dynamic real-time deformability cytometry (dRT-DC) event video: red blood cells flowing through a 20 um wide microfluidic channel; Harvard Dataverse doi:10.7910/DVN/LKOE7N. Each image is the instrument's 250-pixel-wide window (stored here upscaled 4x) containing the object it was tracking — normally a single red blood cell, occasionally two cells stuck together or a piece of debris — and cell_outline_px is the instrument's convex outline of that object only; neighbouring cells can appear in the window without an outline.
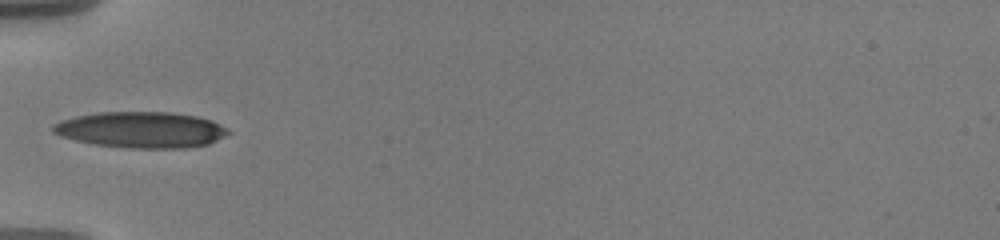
{"species": "human", "species_latin": "Homo sapiens", "temperature_condition": "warm", "stored_images_in_passage": 30, "camera_frame_rate_fps": 3000, "um_per_image_px": 0.085, "donor": {"sex": "male"}, "frame": {"image": 1, "passage_image": 1, "time_ms": 0.0, "image_size_px": [1000, 240], "cell_outline_px": [[232, 132], [208, 144], [184, 148], [132, 148], [96, 144], [76, 140], [60, 136], [52, 132], [52, 124], [60, 120], [76, 116], [100, 112], [172, 112], [196, 116], [212, 120], [228, 128]], "centroid_in_image_um": [12.0, 11.02], "position_along_channel_um": 73.0, "area_um2": 36.82}}
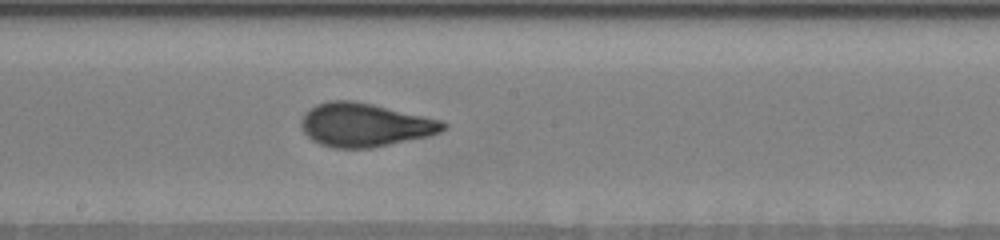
{"frame": {"image": 2, "passage_image": 13, "time_ms": 1670.667, "image_size_px": [1000, 240], "cell_outline_px": [[448, 128], [440, 132], [428, 136], [372, 148], [332, 148], [320, 144], [312, 140], [300, 128], [300, 120], [304, 112], [316, 104], [328, 100], [352, 100], [372, 104], [440, 120], [448, 124]], "centroid_in_image_um": [30.96, 10.62], "position_along_channel_um": 217.2, "area_um2": 36.13}}
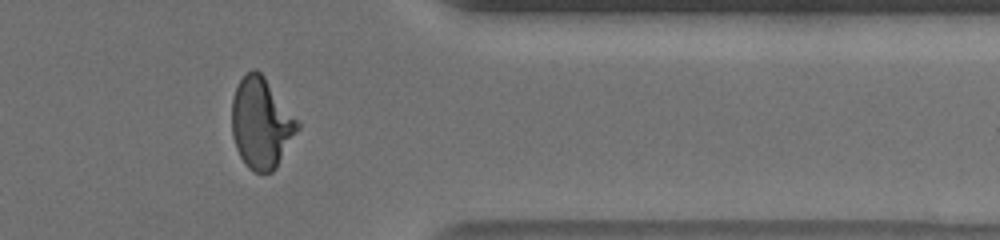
{"frame": {"image": 3, "passage_image": 25, "time_ms": 1675.667, "image_size_px": [1000, 240], "cell_outline_px": [[300, 128], [276, 168], [272, 172], [256, 172], [248, 168], [244, 164], [236, 148], [232, 136], [232, 100], [236, 88], [240, 80], [252, 68], [256, 68], [264, 76], [300, 120]], "centroid_in_image_um": [22.23, 10.47], "position_along_channel_um": 389.2, "area_um2": 35.03}}